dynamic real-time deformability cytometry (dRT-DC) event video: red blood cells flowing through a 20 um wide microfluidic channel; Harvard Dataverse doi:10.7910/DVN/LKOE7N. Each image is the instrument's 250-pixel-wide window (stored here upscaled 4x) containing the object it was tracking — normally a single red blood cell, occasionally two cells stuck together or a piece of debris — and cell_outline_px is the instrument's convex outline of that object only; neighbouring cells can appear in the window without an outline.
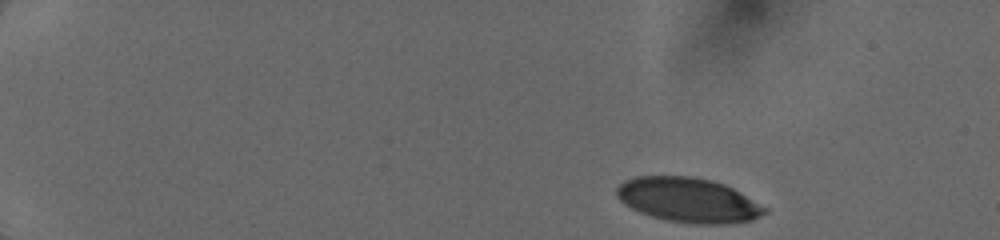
{"species": "human", "species_latin": "Homo sapiens", "temperature_condition": "cold", "stored_images_in_passage": 21, "camera_frame_rate_fps": 3000, "um_per_image_px": 0.085, "donor": {"sex": "female"}, "frame": {"image": 1, "passage_image": 1, "time_ms": 0.0, "image_size_px": [1000, 240], "cell_outline_px": [[768, 212], [752, 220], [732, 224], [692, 224], [668, 220], [652, 216], [640, 212], [624, 204], [616, 196], [616, 188], [624, 180], [636, 176], [692, 176], [712, 180], [724, 184], [740, 192], [768, 208]], "centroid_in_image_um": [58.52, 17.0], "position_along_channel_um": 26.5, "area_um2": 38.67}}
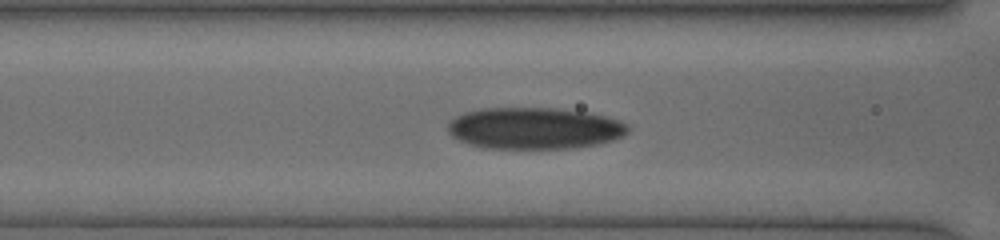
{"frame": {"image": 2, "passage_image": 19, "time_ms": 5.333, "image_size_px": [1000, 240], "cell_outline_px": [[628, 132], [624, 136], [600, 144], [572, 148], [484, 148], [468, 144], [452, 136], [448, 132], [448, 120], [464, 112], [484, 108], [556, 108], [584, 112], [604, 116], [620, 120], [628, 124]], "centroid_in_image_um": [45.42, 10.9], "position_along_channel_um": 121.2, "area_um2": 43.81}}
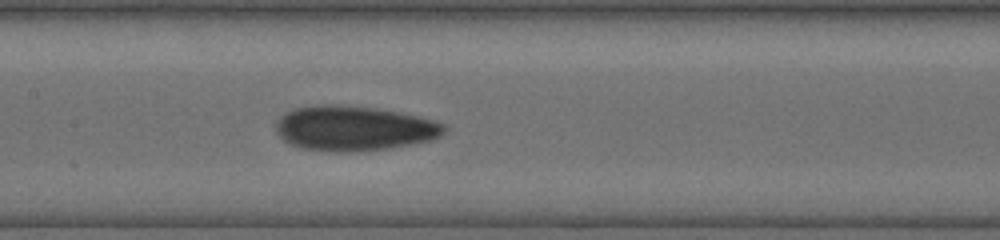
{"frame": {"image": 3, "passage_image": 21, "time_ms": 6.667, "image_size_px": [1000, 240], "cell_outline_px": [[448, 128], [440, 136], [432, 140], [412, 144], [388, 148], [344, 152], [336, 152], [300, 148], [288, 144], [276, 132], [276, 124], [280, 116], [284, 112], [296, 108], [316, 104], [340, 104], [376, 108], [400, 112], [420, 116], [444, 124]], "centroid_in_image_um": [30.07, 10.89], "position_along_channel_um": 177.3, "area_um2": 44.33}}